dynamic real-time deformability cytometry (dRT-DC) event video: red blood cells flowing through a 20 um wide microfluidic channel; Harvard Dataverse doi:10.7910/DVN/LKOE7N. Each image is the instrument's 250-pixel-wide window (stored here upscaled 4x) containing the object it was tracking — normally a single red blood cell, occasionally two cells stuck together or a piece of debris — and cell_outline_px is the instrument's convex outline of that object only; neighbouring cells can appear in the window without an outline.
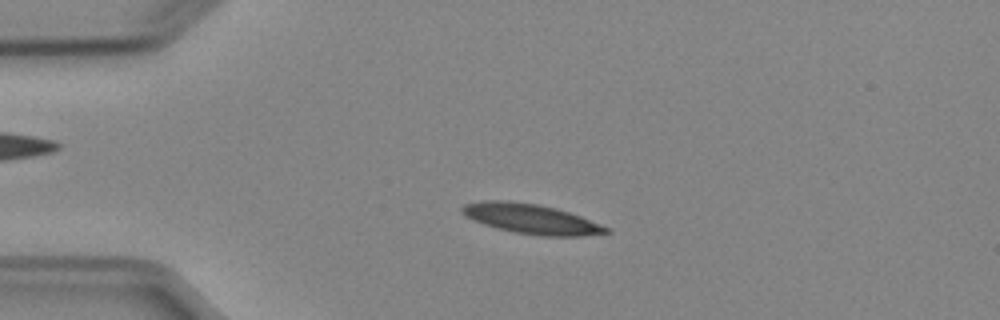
{"species": "Egyptian fruit bat (a non-hibernating species)", "species_latin": "Rousettus aegyptiacus", "temperature_condition": "cold", "stored_images_in_passage": 52, "camera_frame_rate_fps": 3000, "um_per_image_px": 0.085, "animal": {"sex": "female"}, "frame": {"image": 1, "passage_image": 12, "time_ms": 3.667, "image_size_px": [1000, 320], "cell_outline_px": [[612, 232], [584, 236], [540, 236], [512, 232], [496, 228], [472, 220], [464, 216], [460, 212], [460, 208], [464, 204], [480, 200], [508, 200], [536, 204], [556, 208], [580, 216], [600, 224], [608, 228]], "centroid_in_image_um": [45.09, 18.6], "position_along_channel_um": 39.9, "area_um2": 25.26}}
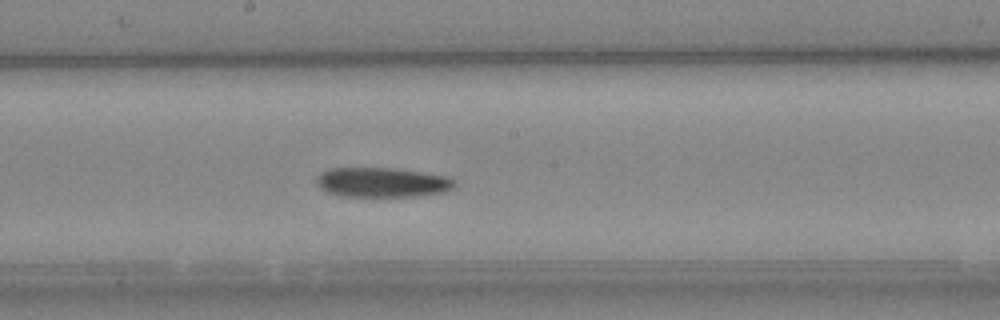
{"frame": {"image": 2, "passage_image": 28, "time_ms": 9.0, "image_size_px": [1000, 320], "cell_outline_px": [[456, 184], [452, 188], [444, 192], [416, 196], [340, 196], [328, 192], [320, 188], [316, 184], [316, 176], [320, 172], [332, 168], [392, 168], [448, 176], [456, 180]], "centroid_in_image_um": [32.47, 15.5], "position_along_channel_um": 215.7, "area_um2": 23.93}}
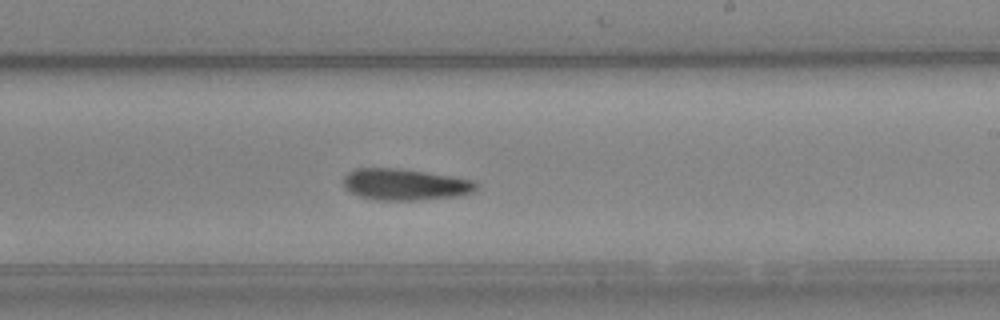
{"frame": {"image": 3, "passage_image": 31, "time_ms": 10.0, "image_size_px": [1000, 320], "cell_outline_px": [[476, 188], [472, 192], [460, 196], [416, 200], [376, 200], [360, 196], [352, 192], [344, 184], [344, 176], [352, 168], [400, 168], [476, 180]], "centroid_in_image_um": [34.44, 15.67], "position_along_channel_um": 254.6, "area_um2": 24.28}, "authors_computed_cell_mechanics": {"area_um2": 23.8714, "velocity_mm_per_s": 3.9012, "shape_relaxation_time_tau1_ms": 5.1267, "shape_relaxation_time_tau2_ms": null, "deformation_change_tau1": 0.1535, "deformation_change_tau2": null}}